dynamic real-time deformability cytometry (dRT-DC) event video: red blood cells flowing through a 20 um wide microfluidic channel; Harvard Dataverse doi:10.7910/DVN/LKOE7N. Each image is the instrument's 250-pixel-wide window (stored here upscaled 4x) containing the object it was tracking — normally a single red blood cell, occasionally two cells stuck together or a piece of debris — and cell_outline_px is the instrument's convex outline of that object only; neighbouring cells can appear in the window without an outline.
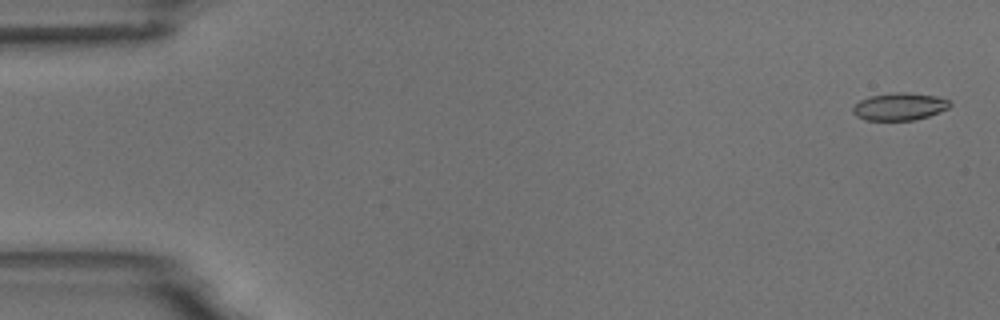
{"species": "common noctule bat (a hibernating species)", "species_latin": "Nyctalus noctula", "temperature_condition": "room temperature", "stored_images_in_passage": 5, "camera_frame_rate_fps": 3000, "um_per_image_px": 0.085, "animal": {"sex": "male", "body_mass_g": 18.8}, "frame": {"image": 1, "passage_image": 1, "time_ms": 0.0, "image_size_px": [1000, 320], "cell_outline_px": [[952, 104], [948, 108], [928, 116], [912, 120], [864, 120], [856, 116], [852, 112], [852, 108], [860, 100], [868, 96], [896, 92], [904, 92], [936, 96], [948, 100]], "centroid_in_image_um": [76.42, 9.05], "position_along_channel_um": 8.6, "area_um2": 15.43}}
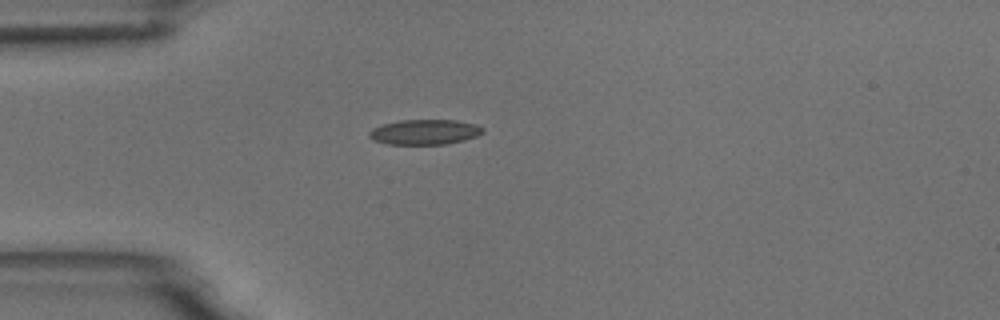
{"frame": {"image": 2, "passage_image": 4, "time_ms": 4.333, "image_size_px": [1000, 320], "cell_outline_px": [[484, 132], [476, 136], [464, 140], [448, 144], [388, 144], [372, 140], [368, 136], [368, 132], [372, 128], [384, 124], [400, 120], [456, 120], [476, 124], [484, 128]], "centroid_in_image_um": [36.1, 11.22], "position_along_channel_um": 48.9, "area_um2": 16.7}}